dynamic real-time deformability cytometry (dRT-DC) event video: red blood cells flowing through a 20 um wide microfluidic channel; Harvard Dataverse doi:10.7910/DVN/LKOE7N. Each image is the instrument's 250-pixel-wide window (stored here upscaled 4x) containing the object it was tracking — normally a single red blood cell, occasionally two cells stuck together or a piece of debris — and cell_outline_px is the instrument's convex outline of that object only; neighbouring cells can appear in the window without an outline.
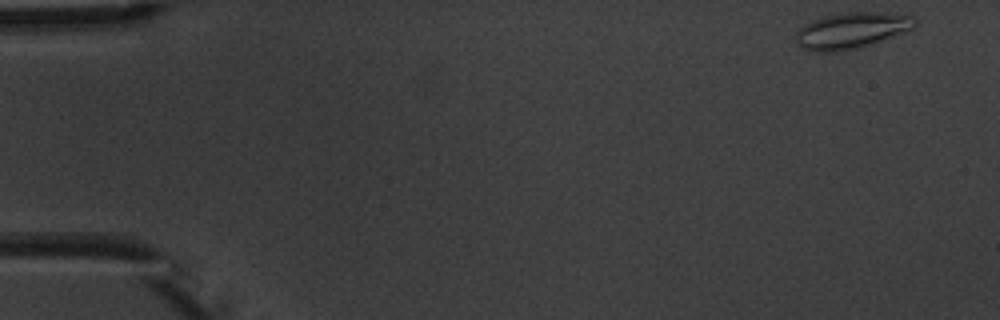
{"species": "common noctule bat (a hibernating species)", "species_latin": "Nyctalus noctula", "temperature_condition": "warm", "stored_images_in_passage": 5, "camera_frame_rate_fps": 3000, "um_per_image_px": 0.085, "animal": {"sex": "male", "body_mass_g": 20.1, "forearm_length_mm": 53.5}, "frame": {"image": 1, "passage_image": 1, "time_ms": 0.0, "image_size_px": [1000, 320], "cell_outline_px": [[916, 24], [912, 28], [904, 32], [856, 48], [836, 52], [816, 52], [804, 48], [796, 44], [796, 32], [804, 24], [828, 16], [852, 12], [876, 12], [912, 16], [916, 20]], "centroid_in_image_um": [72.35, 2.6], "position_along_channel_um": 12.7, "area_um2": 24.33}}
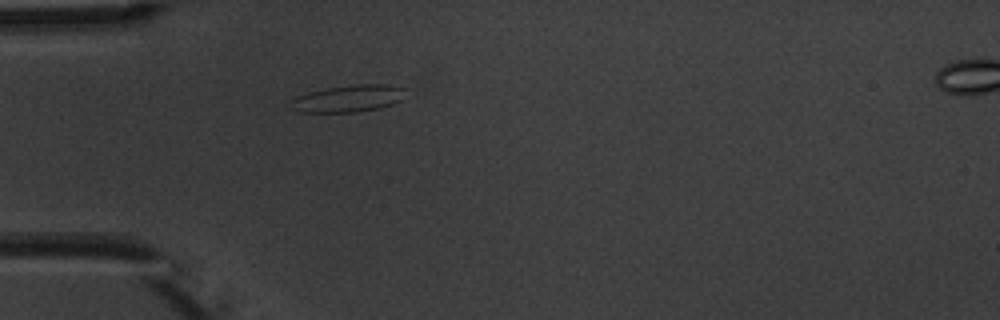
{"frame": {"image": 2, "passage_image": 4, "time_ms": 4.333, "image_size_px": [1000, 320], "cell_outline_px": [[404, 88], [400, 100], [392, 104], [380, 108], [356, 112], [300, 112], [292, 108], [292, 100], [296, 96], [308, 92], [328, 88], [356, 84], [388, 84]], "centroid_in_image_um": [29.6, 8.37], "position_along_channel_um": 55.4, "area_um2": 17.8}}